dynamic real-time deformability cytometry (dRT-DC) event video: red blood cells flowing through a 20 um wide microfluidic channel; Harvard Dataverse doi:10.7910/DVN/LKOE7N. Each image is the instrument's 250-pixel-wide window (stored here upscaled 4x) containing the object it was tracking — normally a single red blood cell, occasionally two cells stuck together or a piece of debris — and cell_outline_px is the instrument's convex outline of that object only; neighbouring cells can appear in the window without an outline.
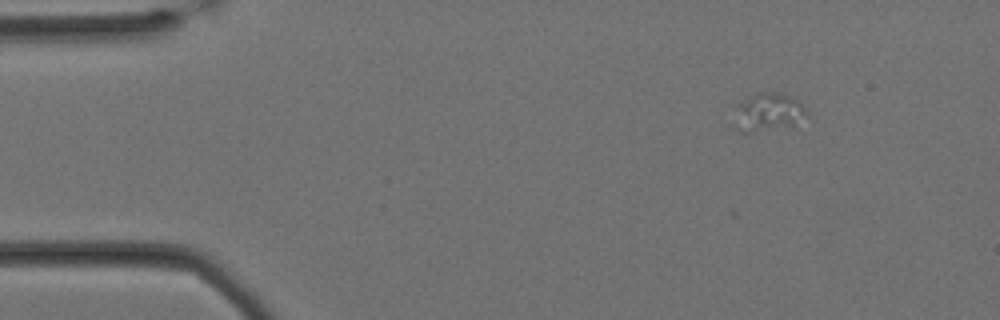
{"species": "Egyptian fruit bat (a non-hibernating species)", "species_latin": "Rousettus aegyptiacus", "temperature_condition": "cold", "stored_images_in_passage": 15, "camera_frame_rate_fps": 3000, "um_per_image_px": 0.085, "animal": {"sex": "female"}, "frame": {"image": 1, "passage_image": 1, "time_ms": 0.0, "image_size_px": [1000, 320], "cell_outline_px": [[808, 116], [792, 128], [748, 132], [740, 132], [736, 128], [740, 104], [744, 100], [756, 92], [772, 92], [788, 96], [800, 100], [808, 112]], "centroid_in_image_um": [65.43, 9.57], "position_along_channel_um": 19.6, "area_um2": 16.07}}
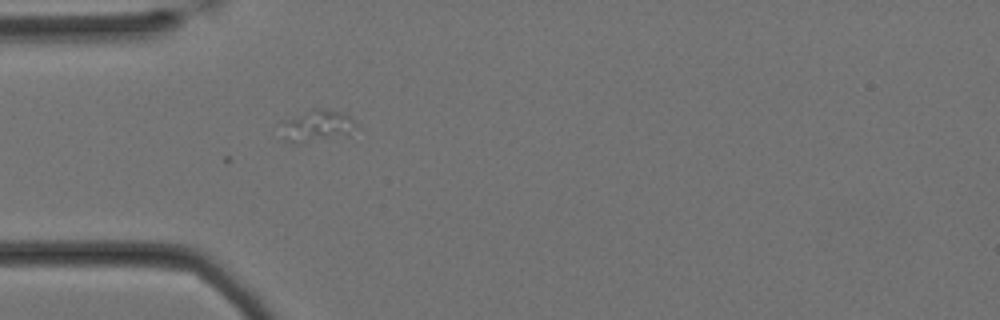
{"frame": {"image": 2, "passage_image": 11, "time_ms": 3.333, "image_size_px": [1000, 320], "cell_outline_px": [[352, 124], [348, 132], [296, 144], [292, 144], [284, 140], [284, 120], [312, 108], [324, 108], [340, 112], [348, 116], [352, 120]], "centroid_in_image_um": [26.82, 10.65], "position_along_channel_um": 58.2, "area_um2": 12.77}}